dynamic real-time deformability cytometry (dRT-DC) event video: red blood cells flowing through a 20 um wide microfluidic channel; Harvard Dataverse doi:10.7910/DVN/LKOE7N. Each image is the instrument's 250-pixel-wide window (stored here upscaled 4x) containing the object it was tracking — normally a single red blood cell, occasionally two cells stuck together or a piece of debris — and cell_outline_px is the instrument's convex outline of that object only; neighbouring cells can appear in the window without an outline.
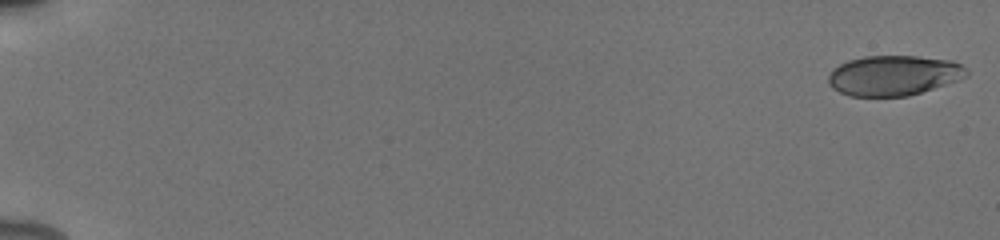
{"species": "human", "species_latin": "Homo sapiens", "temperature_condition": "cold", "stored_images_in_passage": 54, "camera_frame_rate_fps": 3000, "um_per_image_px": 0.085, "donor": {"sex": "male"}, "frame": {"image": 1, "passage_image": 1, "time_ms": 0.0, "image_size_px": [1000, 240], "cell_outline_px": [[968, 76], [908, 96], [848, 96], [832, 88], [828, 84], [828, 76], [832, 68], [848, 60], [864, 56], [916, 56], [952, 60], [968, 68]], "centroid_in_image_um": [75.93, 6.4], "position_along_channel_um": 9.1, "area_um2": 32.31}}
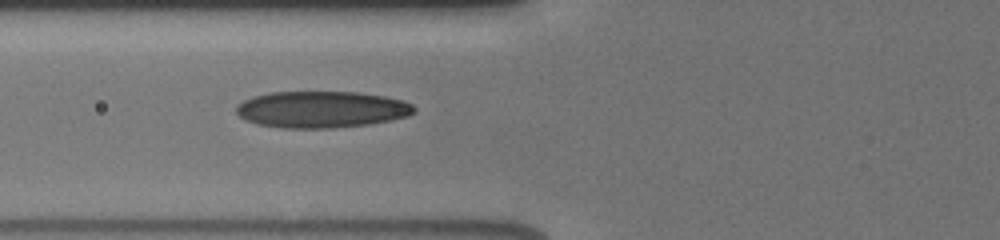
{"frame": {"image": 2, "passage_image": 23, "time_ms": 7.333, "image_size_px": [1000, 240], "cell_outline_px": [[416, 112], [408, 116], [392, 120], [368, 124], [332, 128], [280, 128], [256, 124], [244, 120], [236, 112], [236, 104], [252, 96], [272, 92], [356, 92], [384, 96], [400, 100], [412, 104], [416, 108]], "centroid_in_image_um": [27.3, 9.31], "position_along_channel_um": 98.5, "area_um2": 38.15}}
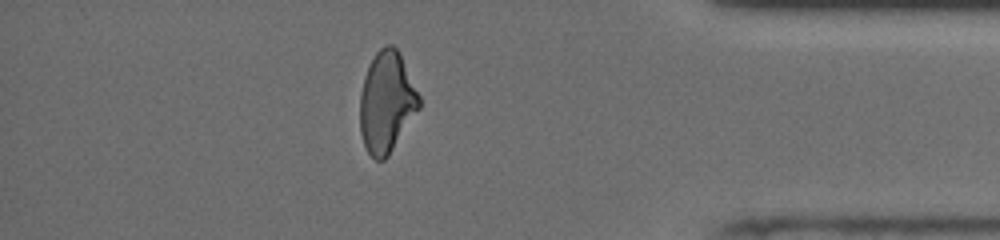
{"frame": {"image": 3, "passage_image": 48, "time_ms": 15.667, "image_size_px": [1000, 240], "cell_outline_px": [[420, 108], [388, 156], [384, 160], [376, 160], [368, 152], [364, 144], [360, 132], [360, 92], [364, 76], [376, 52], [384, 44], [392, 44], [400, 52], [420, 96]], "centroid_in_image_um": [32.87, 8.67], "position_along_channel_um": 402.3, "area_um2": 34.85}, "authors_computed_cell_mechanics": {"area_um2": 35.4314, "velocity_mm_per_s": 3.9424, "shape_relaxation_time_tau1_ms": 5.0656, "shape_relaxation_time_tau2_ms": 2.2097, "deformation_change_tau1": 0.1842, "deformation_change_tau2": 0.0943}}